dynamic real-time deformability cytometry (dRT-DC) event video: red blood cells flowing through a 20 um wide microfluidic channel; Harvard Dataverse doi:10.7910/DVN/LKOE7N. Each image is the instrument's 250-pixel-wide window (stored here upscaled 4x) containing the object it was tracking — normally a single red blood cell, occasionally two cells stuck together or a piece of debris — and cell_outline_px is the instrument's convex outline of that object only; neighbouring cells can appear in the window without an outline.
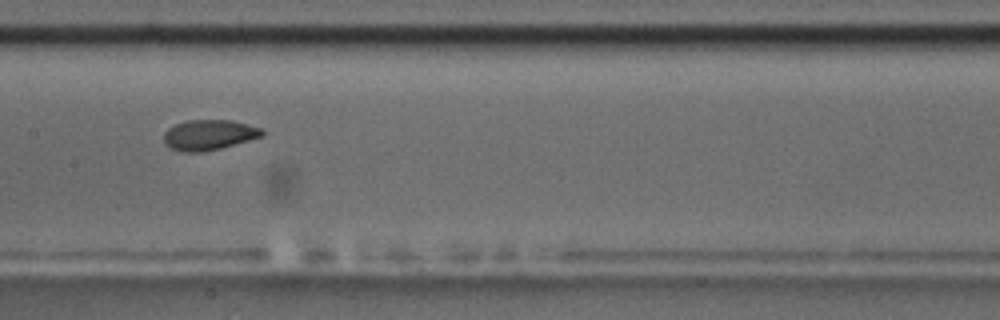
{"species": "common noctule bat (a hibernating species)", "species_latin": "Nyctalus noctula", "temperature_condition": "room temperature", "stored_images_in_passage": 6, "camera_frame_rate_fps": 3000, "um_per_image_px": 0.085, "animal": {"sex": "male", "body_mass_g": 17.5, "forearm_length_mm": 52.3}, "frame": {"image": 1, "passage_image": 4, "time_ms": 3.667, "image_size_px": [1000, 320], "cell_outline_px": [[264, 136], [220, 148], [200, 152], [184, 152], [172, 148], [164, 144], [164, 132], [168, 128], [176, 124], [188, 120], [232, 120], [264, 128]], "centroid_in_image_um": [17.79, 11.45], "position_along_channel_um": 189.6, "area_um2": 17.4}}